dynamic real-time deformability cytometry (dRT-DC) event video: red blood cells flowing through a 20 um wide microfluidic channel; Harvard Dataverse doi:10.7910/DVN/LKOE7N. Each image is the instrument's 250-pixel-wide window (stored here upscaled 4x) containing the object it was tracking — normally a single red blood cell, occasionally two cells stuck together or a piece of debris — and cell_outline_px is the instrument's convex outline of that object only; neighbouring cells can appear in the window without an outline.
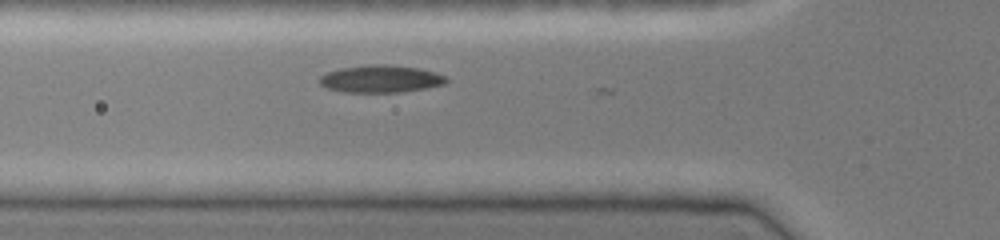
{"species": "common noctule bat (a hibernating species)", "species_latin": "Nyctalus noctula", "temperature_condition": "cold", "stored_images_in_passage": 6, "camera_frame_rate_fps": 3000, "um_per_image_px": 0.085, "animal": {"sex": "female", "body_mass_g": 19.0, "forearm_length_mm": 51.5}, "frame": {"image": 1, "passage_image": 5, "time_ms": 1.333, "image_size_px": [1000, 240], "cell_outline_px": [[448, 80], [444, 84], [428, 88], [404, 92], [344, 92], [328, 88], [320, 84], [320, 76], [328, 72], [340, 68], [368, 64], [384, 64], [420, 68], [436, 72], [444, 76]], "centroid_in_image_um": [32.39, 6.7], "position_along_channel_um": 93.4, "area_um2": 20.29}}